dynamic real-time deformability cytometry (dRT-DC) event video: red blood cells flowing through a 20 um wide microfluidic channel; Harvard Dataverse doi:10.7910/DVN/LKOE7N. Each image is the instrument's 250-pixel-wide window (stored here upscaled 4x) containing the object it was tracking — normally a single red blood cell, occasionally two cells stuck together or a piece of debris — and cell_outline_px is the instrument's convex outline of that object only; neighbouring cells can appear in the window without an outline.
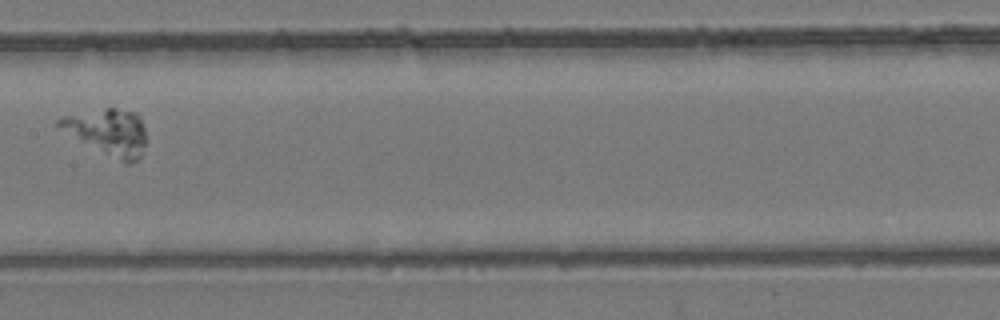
{"species": "common noctule bat (a hibernating species)", "species_latin": "Nyctalus noctula", "temperature_condition": "room temperature", "stored_images_in_passage": 6, "camera_frame_rate_fps": 3000, "um_per_image_px": 0.085, "animal": {"sex": "female", "body_mass_g": 24.6, "forearm_length_mm": 56.2}, "frame": {"image": 1, "passage_image": 5, "time_ms": 1.333, "image_size_px": [1000, 320], "cell_outline_px": [[148, 140], [140, 156], [132, 164], [128, 164], [120, 160], [84, 140], [56, 124], [56, 120], [64, 116], [108, 108], [116, 108], [136, 112], [140, 116]], "centroid_in_image_um": [9.32, 11.19], "position_along_channel_um": 198.1, "area_um2": 22.37}}
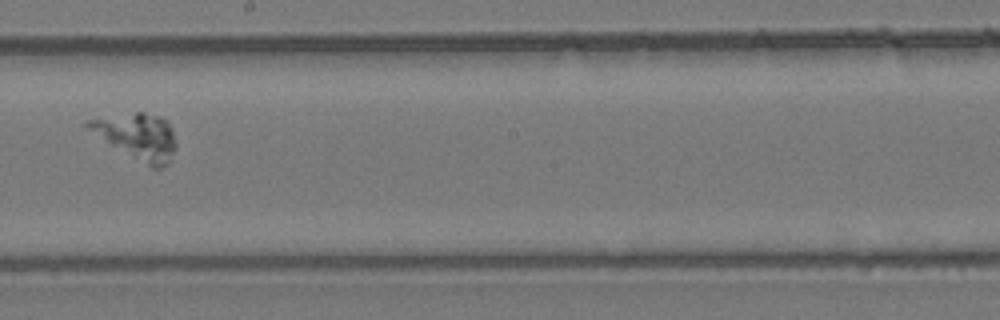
{"frame": {"image": 2, "passage_image": 6, "time_ms": 1.667, "image_size_px": [1000, 320], "cell_outline_px": [[176, 148], [168, 164], [160, 168], [152, 168], [112, 144], [88, 128], [84, 124], [84, 120], [136, 112], [144, 112], [160, 116], [172, 128], [176, 144]], "centroid_in_image_um": [11.73, 11.58], "position_along_channel_um": 236.5, "area_um2": 22.89}}